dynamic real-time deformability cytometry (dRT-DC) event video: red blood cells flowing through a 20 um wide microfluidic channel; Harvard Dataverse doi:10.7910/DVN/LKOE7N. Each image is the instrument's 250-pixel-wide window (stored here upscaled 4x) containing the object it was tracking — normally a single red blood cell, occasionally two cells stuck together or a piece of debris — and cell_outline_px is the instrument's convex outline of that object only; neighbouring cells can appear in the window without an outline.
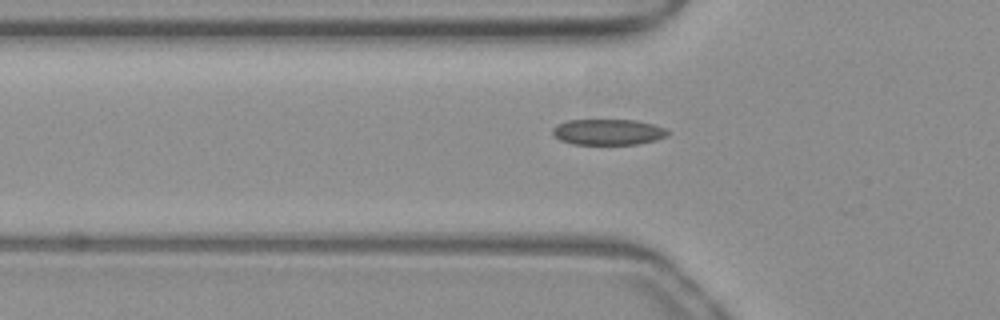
{"species": "common noctule bat (a hibernating species)", "species_latin": "Nyctalus noctula", "temperature_condition": "warm", "stored_images_in_passage": 23, "camera_frame_rate_fps": 3000, "um_per_image_px": 0.085, "animal": {"sex": "female", "body_mass_g": 19.3, "forearm_length_mm": 54.1}, "frame": {"image": 1, "passage_image": 5, "time_ms": 1.333, "image_size_px": [1000, 320], "cell_outline_px": [[668, 136], [656, 140], [636, 144], [572, 144], [560, 140], [552, 132], [552, 128], [556, 124], [568, 120], [636, 120], [652, 124], [664, 128], [668, 132]], "centroid_in_image_um": [51.67, 11.22], "position_along_channel_um": 74.1, "area_um2": 17.28}}
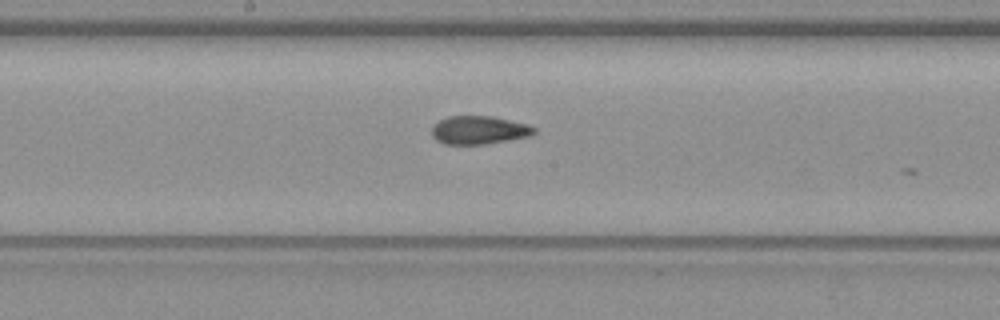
{"frame": {"image": 2, "passage_image": 15, "time_ms": 4.667, "image_size_px": [1000, 320], "cell_outline_px": [[536, 132], [532, 136], [484, 144], [444, 144], [436, 140], [432, 136], [432, 128], [440, 120], [448, 116], [492, 116], [528, 124], [536, 128]], "centroid_in_image_um": [40.74, 11.06], "position_along_channel_um": 207.5, "area_um2": 16.88}}
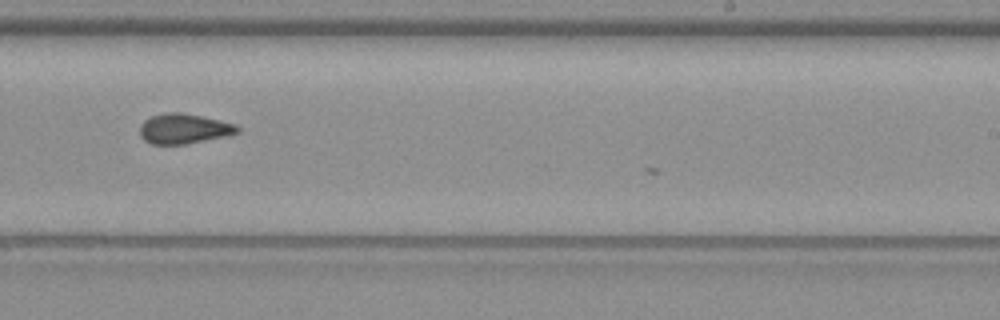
{"frame": {"image": 3, "passage_image": 20, "time_ms": 6.333, "image_size_px": [1000, 320], "cell_outline_px": [[240, 132], [228, 136], [188, 144], [148, 144], [140, 136], [140, 124], [144, 120], [152, 116], [168, 112], [184, 112], [236, 124], [240, 128]], "centroid_in_image_um": [15.64, 10.95], "position_along_channel_um": 273.4, "area_um2": 17.34}}